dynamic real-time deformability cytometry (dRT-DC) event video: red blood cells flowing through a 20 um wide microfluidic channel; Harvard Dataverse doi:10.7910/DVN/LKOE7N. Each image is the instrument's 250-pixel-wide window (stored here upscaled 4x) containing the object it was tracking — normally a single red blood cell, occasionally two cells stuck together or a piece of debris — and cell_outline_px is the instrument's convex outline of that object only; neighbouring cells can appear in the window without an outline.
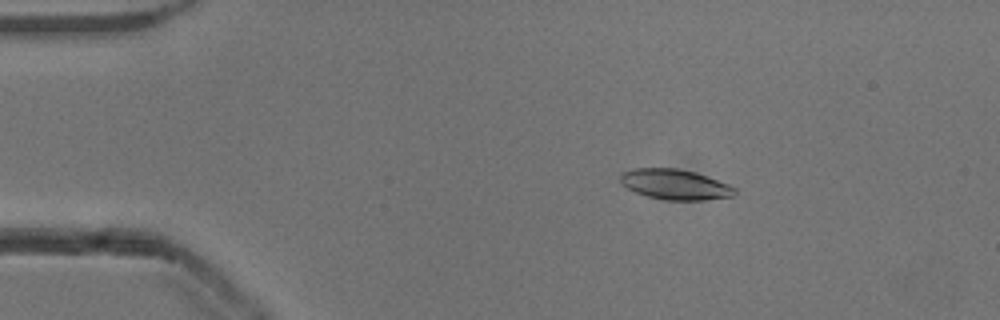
{"species": "common noctule bat (a hibernating species)", "species_latin": "Nyctalus noctula", "temperature_condition": "cold", "stored_images_in_passage": 53, "camera_frame_rate_fps": 3000, "um_per_image_px": 0.085, "animal": {"sex": "male", "body_mass_g": 13.3}, "frame": {"image": 1, "passage_image": 9, "time_ms": 2.667, "image_size_px": [1000, 320], "cell_outline_px": [[736, 196], [704, 200], [664, 200], [648, 196], [636, 192], [620, 184], [620, 172], [632, 168], [676, 168], [696, 172], [728, 184], [736, 188]], "centroid_in_image_um": [57.37, 15.67], "position_along_channel_um": 27.6, "area_um2": 20.4}}
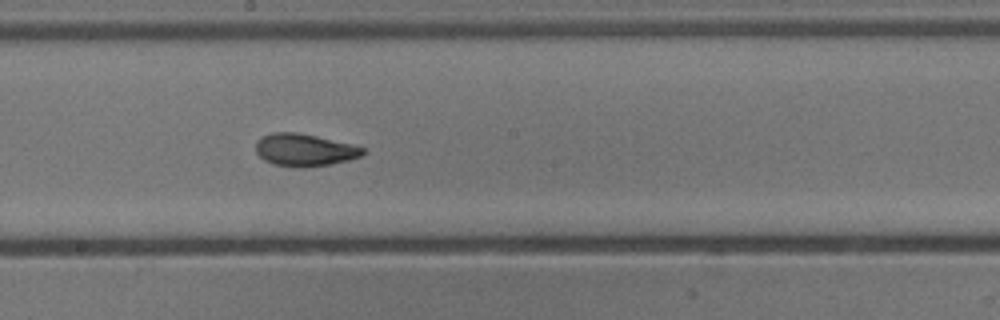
{"frame": {"image": 2, "passage_image": 29, "time_ms": 9.333, "image_size_px": [1000, 320], "cell_outline_px": [[364, 156], [348, 160], [328, 164], [300, 168], [272, 164], [264, 160], [256, 152], [256, 140], [272, 132], [296, 132], [316, 136], [352, 144], [364, 148]], "centroid_in_image_um": [25.87, 12.75], "position_along_channel_um": 222.3, "area_um2": 20.17}}
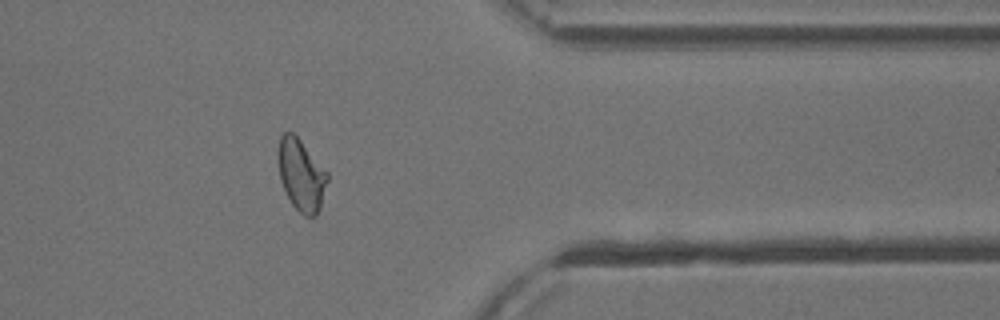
{"frame": {"image": 3, "passage_image": 43, "time_ms": 14.0, "image_size_px": [1000, 320], "cell_outline_px": [[328, 180], [320, 208], [316, 216], [304, 216], [292, 204], [280, 180], [276, 156], [280, 136], [284, 132], [292, 132], [300, 140], [328, 172]], "centroid_in_image_um": [25.59, 14.85], "position_along_channel_um": 385.8, "area_um2": 20.63}, "authors_computed_cell_mechanics": {"area_um2": 20.23, "velocity_mm_per_s": 3.8436, "shape_relaxation_time_tau1_ms": 4.2108, "shape_relaxation_time_tau2_ms": 1.8999, "deformation_change_tau1": 0.14, "deformation_change_tau2": 0.0613}}